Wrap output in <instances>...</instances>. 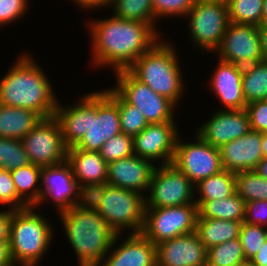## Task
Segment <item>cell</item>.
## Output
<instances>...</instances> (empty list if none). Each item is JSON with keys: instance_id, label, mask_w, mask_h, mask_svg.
Here are the masks:
<instances>
[{"instance_id": "7402d4cb", "label": "cell", "mask_w": 267, "mask_h": 266, "mask_svg": "<svg viewBox=\"0 0 267 266\" xmlns=\"http://www.w3.org/2000/svg\"><path fill=\"white\" fill-rule=\"evenodd\" d=\"M223 170L231 172L255 170L263 159L262 132L250 130L219 148Z\"/></svg>"}, {"instance_id": "681fc988", "label": "cell", "mask_w": 267, "mask_h": 266, "mask_svg": "<svg viewBox=\"0 0 267 266\" xmlns=\"http://www.w3.org/2000/svg\"><path fill=\"white\" fill-rule=\"evenodd\" d=\"M258 32L260 36L261 49L264 59L267 60V23H262L258 26Z\"/></svg>"}, {"instance_id": "7bdbcfd3", "label": "cell", "mask_w": 267, "mask_h": 266, "mask_svg": "<svg viewBox=\"0 0 267 266\" xmlns=\"http://www.w3.org/2000/svg\"><path fill=\"white\" fill-rule=\"evenodd\" d=\"M245 110L249 116L250 129L267 132V100L248 103Z\"/></svg>"}, {"instance_id": "7c38bea8", "label": "cell", "mask_w": 267, "mask_h": 266, "mask_svg": "<svg viewBox=\"0 0 267 266\" xmlns=\"http://www.w3.org/2000/svg\"><path fill=\"white\" fill-rule=\"evenodd\" d=\"M145 208H162L195 203V185L172 163L154 169Z\"/></svg>"}, {"instance_id": "f5cc1de1", "label": "cell", "mask_w": 267, "mask_h": 266, "mask_svg": "<svg viewBox=\"0 0 267 266\" xmlns=\"http://www.w3.org/2000/svg\"><path fill=\"white\" fill-rule=\"evenodd\" d=\"M262 23H267V0L263 1Z\"/></svg>"}, {"instance_id": "277c9868", "label": "cell", "mask_w": 267, "mask_h": 266, "mask_svg": "<svg viewBox=\"0 0 267 266\" xmlns=\"http://www.w3.org/2000/svg\"><path fill=\"white\" fill-rule=\"evenodd\" d=\"M176 45L170 40L159 39L143 53L128 70L155 93L167 97L177 107L186 92V82ZM184 79V80H183ZM183 95V96H182Z\"/></svg>"}, {"instance_id": "7a4b0ae2", "label": "cell", "mask_w": 267, "mask_h": 266, "mask_svg": "<svg viewBox=\"0 0 267 266\" xmlns=\"http://www.w3.org/2000/svg\"><path fill=\"white\" fill-rule=\"evenodd\" d=\"M18 55L0 78V104L32 110L43 119L53 117L59 101L54 83L28 50Z\"/></svg>"}, {"instance_id": "9a60e30c", "label": "cell", "mask_w": 267, "mask_h": 266, "mask_svg": "<svg viewBox=\"0 0 267 266\" xmlns=\"http://www.w3.org/2000/svg\"><path fill=\"white\" fill-rule=\"evenodd\" d=\"M214 55L240 67L264 60L258 26L230 22Z\"/></svg>"}, {"instance_id": "f35d334b", "label": "cell", "mask_w": 267, "mask_h": 266, "mask_svg": "<svg viewBox=\"0 0 267 266\" xmlns=\"http://www.w3.org/2000/svg\"><path fill=\"white\" fill-rule=\"evenodd\" d=\"M153 14L157 22L161 18H185L190 9L194 6V0H152Z\"/></svg>"}, {"instance_id": "484cf974", "label": "cell", "mask_w": 267, "mask_h": 266, "mask_svg": "<svg viewBox=\"0 0 267 266\" xmlns=\"http://www.w3.org/2000/svg\"><path fill=\"white\" fill-rule=\"evenodd\" d=\"M242 222L234 220H218L197 218L196 234L208 249L231 239L239 238Z\"/></svg>"}, {"instance_id": "cb8c5ba5", "label": "cell", "mask_w": 267, "mask_h": 266, "mask_svg": "<svg viewBox=\"0 0 267 266\" xmlns=\"http://www.w3.org/2000/svg\"><path fill=\"white\" fill-rule=\"evenodd\" d=\"M66 161L79 185L106 183L108 163L99 152L68 148Z\"/></svg>"}, {"instance_id": "d4e9b609", "label": "cell", "mask_w": 267, "mask_h": 266, "mask_svg": "<svg viewBox=\"0 0 267 266\" xmlns=\"http://www.w3.org/2000/svg\"><path fill=\"white\" fill-rule=\"evenodd\" d=\"M42 119L32 110L0 104V137L22 140Z\"/></svg>"}, {"instance_id": "8d00e7d4", "label": "cell", "mask_w": 267, "mask_h": 266, "mask_svg": "<svg viewBox=\"0 0 267 266\" xmlns=\"http://www.w3.org/2000/svg\"><path fill=\"white\" fill-rule=\"evenodd\" d=\"M266 238V227L242 222L239 239L246 260H251L252 257L257 254Z\"/></svg>"}, {"instance_id": "db71d44e", "label": "cell", "mask_w": 267, "mask_h": 266, "mask_svg": "<svg viewBox=\"0 0 267 266\" xmlns=\"http://www.w3.org/2000/svg\"><path fill=\"white\" fill-rule=\"evenodd\" d=\"M195 2L199 3H221V2H227V0H194Z\"/></svg>"}, {"instance_id": "f6af8a7d", "label": "cell", "mask_w": 267, "mask_h": 266, "mask_svg": "<svg viewBox=\"0 0 267 266\" xmlns=\"http://www.w3.org/2000/svg\"><path fill=\"white\" fill-rule=\"evenodd\" d=\"M0 241L10 240L12 210L0 208Z\"/></svg>"}, {"instance_id": "816d5d0a", "label": "cell", "mask_w": 267, "mask_h": 266, "mask_svg": "<svg viewBox=\"0 0 267 266\" xmlns=\"http://www.w3.org/2000/svg\"><path fill=\"white\" fill-rule=\"evenodd\" d=\"M262 153L263 158H267V132L262 133Z\"/></svg>"}, {"instance_id": "4fadbf2b", "label": "cell", "mask_w": 267, "mask_h": 266, "mask_svg": "<svg viewBox=\"0 0 267 266\" xmlns=\"http://www.w3.org/2000/svg\"><path fill=\"white\" fill-rule=\"evenodd\" d=\"M31 164L47 167L66 160L68 147L64 143L59 121L53 116L42 119L38 125L22 138Z\"/></svg>"}, {"instance_id": "e0dca14e", "label": "cell", "mask_w": 267, "mask_h": 266, "mask_svg": "<svg viewBox=\"0 0 267 266\" xmlns=\"http://www.w3.org/2000/svg\"><path fill=\"white\" fill-rule=\"evenodd\" d=\"M124 235H115L99 266H157L156 245L152 241L142 233Z\"/></svg>"}, {"instance_id": "f907efd6", "label": "cell", "mask_w": 267, "mask_h": 266, "mask_svg": "<svg viewBox=\"0 0 267 266\" xmlns=\"http://www.w3.org/2000/svg\"><path fill=\"white\" fill-rule=\"evenodd\" d=\"M255 171L262 177H264L265 179H267V158H263L257 168L255 169Z\"/></svg>"}, {"instance_id": "d6a6232c", "label": "cell", "mask_w": 267, "mask_h": 266, "mask_svg": "<svg viewBox=\"0 0 267 266\" xmlns=\"http://www.w3.org/2000/svg\"><path fill=\"white\" fill-rule=\"evenodd\" d=\"M236 193L245 201H267V179L255 170L235 173Z\"/></svg>"}, {"instance_id": "f1b7e54d", "label": "cell", "mask_w": 267, "mask_h": 266, "mask_svg": "<svg viewBox=\"0 0 267 266\" xmlns=\"http://www.w3.org/2000/svg\"><path fill=\"white\" fill-rule=\"evenodd\" d=\"M10 172L19 198L27 206H35L40 195L41 167L29 164Z\"/></svg>"}, {"instance_id": "d6986e66", "label": "cell", "mask_w": 267, "mask_h": 266, "mask_svg": "<svg viewBox=\"0 0 267 266\" xmlns=\"http://www.w3.org/2000/svg\"><path fill=\"white\" fill-rule=\"evenodd\" d=\"M217 66L209 76L208 87L220 103L219 110H241L246 108L242 90L243 67L217 58ZM212 90V91H211Z\"/></svg>"}, {"instance_id": "7dc6e473", "label": "cell", "mask_w": 267, "mask_h": 266, "mask_svg": "<svg viewBox=\"0 0 267 266\" xmlns=\"http://www.w3.org/2000/svg\"><path fill=\"white\" fill-rule=\"evenodd\" d=\"M70 2H73L72 4H76L78 8L80 7L81 10L86 11H95L96 9L99 10L102 9V0H69Z\"/></svg>"}, {"instance_id": "44dd1931", "label": "cell", "mask_w": 267, "mask_h": 266, "mask_svg": "<svg viewBox=\"0 0 267 266\" xmlns=\"http://www.w3.org/2000/svg\"><path fill=\"white\" fill-rule=\"evenodd\" d=\"M155 167L151 160L134 154L108 163L106 182L146 196Z\"/></svg>"}, {"instance_id": "8fae6325", "label": "cell", "mask_w": 267, "mask_h": 266, "mask_svg": "<svg viewBox=\"0 0 267 266\" xmlns=\"http://www.w3.org/2000/svg\"><path fill=\"white\" fill-rule=\"evenodd\" d=\"M192 140L179 134L172 164L196 185L199 181L223 170L220 151L205 142L196 132Z\"/></svg>"}, {"instance_id": "30bf717a", "label": "cell", "mask_w": 267, "mask_h": 266, "mask_svg": "<svg viewBox=\"0 0 267 266\" xmlns=\"http://www.w3.org/2000/svg\"><path fill=\"white\" fill-rule=\"evenodd\" d=\"M196 203L180 206L145 208L141 233L155 245L196 231Z\"/></svg>"}, {"instance_id": "ac0fdd59", "label": "cell", "mask_w": 267, "mask_h": 266, "mask_svg": "<svg viewBox=\"0 0 267 266\" xmlns=\"http://www.w3.org/2000/svg\"><path fill=\"white\" fill-rule=\"evenodd\" d=\"M210 116L193 131L216 148L244 136L251 130L249 116L245 109H216Z\"/></svg>"}, {"instance_id": "3957f363", "label": "cell", "mask_w": 267, "mask_h": 266, "mask_svg": "<svg viewBox=\"0 0 267 266\" xmlns=\"http://www.w3.org/2000/svg\"><path fill=\"white\" fill-rule=\"evenodd\" d=\"M78 266H99L109 252L116 233L99 215L76 206L57 215Z\"/></svg>"}, {"instance_id": "c3c4849f", "label": "cell", "mask_w": 267, "mask_h": 266, "mask_svg": "<svg viewBox=\"0 0 267 266\" xmlns=\"http://www.w3.org/2000/svg\"><path fill=\"white\" fill-rule=\"evenodd\" d=\"M255 266H267V238L256 255L250 260Z\"/></svg>"}, {"instance_id": "f546056e", "label": "cell", "mask_w": 267, "mask_h": 266, "mask_svg": "<svg viewBox=\"0 0 267 266\" xmlns=\"http://www.w3.org/2000/svg\"><path fill=\"white\" fill-rule=\"evenodd\" d=\"M242 90L246 103L267 99V60L243 67Z\"/></svg>"}, {"instance_id": "5bb4252c", "label": "cell", "mask_w": 267, "mask_h": 266, "mask_svg": "<svg viewBox=\"0 0 267 266\" xmlns=\"http://www.w3.org/2000/svg\"><path fill=\"white\" fill-rule=\"evenodd\" d=\"M78 192L79 184L66 160L60 164L42 167L40 195L34 207L41 209L49 203L54 207V212L66 211L76 206Z\"/></svg>"}, {"instance_id": "4316f807", "label": "cell", "mask_w": 267, "mask_h": 266, "mask_svg": "<svg viewBox=\"0 0 267 266\" xmlns=\"http://www.w3.org/2000/svg\"><path fill=\"white\" fill-rule=\"evenodd\" d=\"M198 218L244 222L246 202L235 192L232 196L211 201H195Z\"/></svg>"}, {"instance_id": "2e32d148", "label": "cell", "mask_w": 267, "mask_h": 266, "mask_svg": "<svg viewBox=\"0 0 267 266\" xmlns=\"http://www.w3.org/2000/svg\"><path fill=\"white\" fill-rule=\"evenodd\" d=\"M176 121L148 124L133 137L134 154L151 160L156 166L171 164L176 141L182 129ZM179 129V130H178Z\"/></svg>"}, {"instance_id": "8992f818", "label": "cell", "mask_w": 267, "mask_h": 266, "mask_svg": "<svg viewBox=\"0 0 267 266\" xmlns=\"http://www.w3.org/2000/svg\"><path fill=\"white\" fill-rule=\"evenodd\" d=\"M97 211L116 234L141 233L145 196L106 182L104 196Z\"/></svg>"}, {"instance_id": "1f68e13d", "label": "cell", "mask_w": 267, "mask_h": 266, "mask_svg": "<svg viewBox=\"0 0 267 266\" xmlns=\"http://www.w3.org/2000/svg\"><path fill=\"white\" fill-rule=\"evenodd\" d=\"M247 261L240 239H231L207 249L206 266H237Z\"/></svg>"}, {"instance_id": "603a6c76", "label": "cell", "mask_w": 267, "mask_h": 266, "mask_svg": "<svg viewBox=\"0 0 267 266\" xmlns=\"http://www.w3.org/2000/svg\"><path fill=\"white\" fill-rule=\"evenodd\" d=\"M77 102L64 105L58 101L54 117L59 121L64 143L74 147L91 125V92L79 96Z\"/></svg>"}, {"instance_id": "4dcf8cb0", "label": "cell", "mask_w": 267, "mask_h": 266, "mask_svg": "<svg viewBox=\"0 0 267 266\" xmlns=\"http://www.w3.org/2000/svg\"><path fill=\"white\" fill-rule=\"evenodd\" d=\"M107 8H112L110 10L115 17L152 24L157 29L152 0H110Z\"/></svg>"}, {"instance_id": "9c48e42d", "label": "cell", "mask_w": 267, "mask_h": 266, "mask_svg": "<svg viewBox=\"0 0 267 266\" xmlns=\"http://www.w3.org/2000/svg\"><path fill=\"white\" fill-rule=\"evenodd\" d=\"M121 132L117 92L111 87L98 89L91 92L90 128L71 148L99 152L107 140Z\"/></svg>"}, {"instance_id": "52a82bcc", "label": "cell", "mask_w": 267, "mask_h": 266, "mask_svg": "<svg viewBox=\"0 0 267 266\" xmlns=\"http://www.w3.org/2000/svg\"><path fill=\"white\" fill-rule=\"evenodd\" d=\"M116 85L111 86L127 103L137 107L148 124L176 121L177 106L167 97L155 93L128 69L113 73ZM176 112V114H175Z\"/></svg>"}, {"instance_id": "9f6ffc18", "label": "cell", "mask_w": 267, "mask_h": 266, "mask_svg": "<svg viewBox=\"0 0 267 266\" xmlns=\"http://www.w3.org/2000/svg\"><path fill=\"white\" fill-rule=\"evenodd\" d=\"M110 0H102V10L103 11L107 5V2H109Z\"/></svg>"}, {"instance_id": "11a10c76", "label": "cell", "mask_w": 267, "mask_h": 266, "mask_svg": "<svg viewBox=\"0 0 267 266\" xmlns=\"http://www.w3.org/2000/svg\"><path fill=\"white\" fill-rule=\"evenodd\" d=\"M237 266H255L250 260H247L241 264H238Z\"/></svg>"}, {"instance_id": "ffe728a7", "label": "cell", "mask_w": 267, "mask_h": 266, "mask_svg": "<svg viewBox=\"0 0 267 266\" xmlns=\"http://www.w3.org/2000/svg\"><path fill=\"white\" fill-rule=\"evenodd\" d=\"M207 249L196 232L156 245L157 266H206Z\"/></svg>"}, {"instance_id": "e575fe53", "label": "cell", "mask_w": 267, "mask_h": 266, "mask_svg": "<svg viewBox=\"0 0 267 266\" xmlns=\"http://www.w3.org/2000/svg\"><path fill=\"white\" fill-rule=\"evenodd\" d=\"M29 164L22 140L0 137V169L12 171Z\"/></svg>"}, {"instance_id": "ba28073f", "label": "cell", "mask_w": 267, "mask_h": 266, "mask_svg": "<svg viewBox=\"0 0 267 266\" xmlns=\"http://www.w3.org/2000/svg\"><path fill=\"white\" fill-rule=\"evenodd\" d=\"M185 19L188 21V40L193 45L192 49L213 54L230 23L227 2H195Z\"/></svg>"}, {"instance_id": "bcb514c9", "label": "cell", "mask_w": 267, "mask_h": 266, "mask_svg": "<svg viewBox=\"0 0 267 266\" xmlns=\"http://www.w3.org/2000/svg\"><path fill=\"white\" fill-rule=\"evenodd\" d=\"M0 266H16L10 252V241H0Z\"/></svg>"}, {"instance_id": "6da1fadb", "label": "cell", "mask_w": 267, "mask_h": 266, "mask_svg": "<svg viewBox=\"0 0 267 266\" xmlns=\"http://www.w3.org/2000/svg\"><path fill=\"white\" fill-rule=\"evenodd\" d=\"M90 37L91 67L116 72L128 69L147 52L162 33L152 24L115 17L93 18L86 23ZM161 35V36H160Z\"/></svg>"}, {"instance_id": "ab89813d", "label": "cell", "mask_w": 267, "mask_h": 266, "mask_svg": "<svg viewBox=\"0 0 267 266\" xmlns=\"http://www.w3.org/2000/svg\"><path fill=\"white\" fill-rule=\"evenodd\" d=\"M0 205L11 210L28 207L17 194L11 172L5 169H0Z\"/></svg>"}, {"instance_id": "ee69618b", "label": "cell", "mask_w": 267, "mask_h": 266, "mask_svg": "<svg viewBox=\"0 0 267 266\" xmlns=\"http://www.w3.org/2000/svg\"><path fill=\"white\" fill-rule=\"evenodd\" d=\"M244 222L267 228V201L254 200L246 202Z\"/></svg>"}, {"instance_id": "836d02e7", "label": "cell", "mask_w": 267, "mask_h": 266, "mask_svg": "<svg viewBox=\"0 0 267 266\" xmlns=\"http://www.w3.org/2000/svg\"><path fill=\"white\" fill-rule=\"evenodd\" d=\"M264 0H227L229 20L232 23L262 24Z\"/></svg>"}, {"instance_id": "b9f144b4", "label": "cell", "mask_w": 267, "mask_h": 266, "mask_svg": "<svg viewBox=\"0 0 267 266\" xmlns=\"http://www.w3.org/2000/svg\"><path fill=\"white\" fill-rule=\"evenodd\" d=\"M106 183L79 185L78 201L76 207L97 211L103 199Z\"/></svg>"}, {"instance_id": "60d3db41", "label": "cell", "mask_w": 267, "mask_h": 266, "mask_svg": "<svg viewBox=\"0 0 267 266\" xmlns=\"http://www.w3.org/2000/svg\"><path fill=\"white\" fill-rule=\"evenodd\" d=\"M31 0H0V28L19 22L28 11Z\"/></svg>"}, {"instance_id": "d590c367", "label": "cell", "mask_w": 267, "mask_h": 266, "mask_svg": "<svg viewBox=\"0 0 267 266\" xmlns=\"http://www.w3.org/2000/svg\"><path fill=\"white\" fill-rule=\"evenodd\" d=\"M117 105L122 133L134 137L148 125L143 113L137 107L127 103L118 93Z\"/></svg>"}, {"instance_id": "83f0119b", "label": "cell", "mask_w": 267, "mask_h": 266, "mask_svg": "<svg viewBox=\"0 0 267 266\" xmlns=\"http://www.w3.org/2000/svg\"><path fill=\"white\" fill-rule=\"evenodd\" d=\"M235 192V173L222 170L195 185V201L221 200Z\"/></svg>"}, {"instance_id": "74e56055", "label": "cell", "mask_w": 267, "mask_h": 266, "mask_svg": "<svg viewBox=\"0 0 267 266\" xmlns=\"http://www.w3.org/2000/svg\"><path fill=\"white\" fill-rule=\"evenodd\" d=\"M107 162H113L134 155L133 137L119 133L107 140L99 151Z\"/></svg>"}, {"instance_id": "5b68a950", "label": "cell", "mask_w": 267, "mask_h": 266, "mask_svg": "<svg viewBox=\"0 0 267 266\" xmlns=\"http://www.w3.org/2000/svg\"><path fill=\"white\" fill-rule=\"evenodd\" d=\"M34 206L12 210L10 252L16 266H41L56 231L46 215ZM41 212V213H40Z\"/></svg>"}]
</instances>
